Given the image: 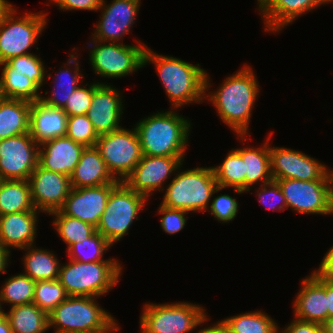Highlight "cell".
<instances>
[{
  "instance_id": "cell-1",
  "label": "cell",
  "mask_w": 333,
  "mask_h": 333,
  "mask_svg": "<svg viewBox=\"0 0 333 333\" xmlns=\"http://www.w3.org/2000/svg\"><path fill=\"white\" fill-rule=\"evenodd\" d=\"M234 73L227 76L216 91H210L213 84L206 73L205 101L212 103L221 121L235 132L237 139L246 143L260 86L250 65L244 64Z\"/></svg>"
},
{
  "instance_id": "cell-2",
  "label": "cell",
  "mask_w": 333,
  "mask_h": 333,
  "mask_svg": "<svg viewBox=\"0 0 333 333\" xmlns=\"http://www.w3.org/2000/svg\"><path fill=\"white\" fill-rule=\"evenodd\" d=\"M148 63L156 67L171 109L181 110L189 104L205 103L207 70L200 67V64L186 62L171 55L158 54L147 46L144 67L149 65Z\"/></svg>"
},
{
  "instance_id": "cell-3",
  "label": "cell",
  "mask_w": 333,
  "mask_h": 333,
  "mask_svg": "<svg viewBox=\"0 0 333 333\" xmlns=\"http://www.w3.org/2000/svg\"><path fill=\"white\" fill-rule=\"evenodd\" d=\"M191 125V120L180 115L177 109H168L141 118L134 128L143 155L185 156Z\"/></svg>"
},
{
  "instance_id": "cell-4",
  "label": "cell",
  "mask_w": 333,
  "mask_h": 333,
  "mask_svg": "<svg viewBox=\"0 0 333 333\" xmlns=\"http://www.w3.org/2000/svg\"><path fill=\"white\" fill-rule=\"evenodd\" d=\"M99 298L69 296L48 314V329L54 333H115L121 328ZM116 319V320H115Z\"/></svg>"
},
{
  "instance_id": "cell-5",
  "label": "cell",
  "mask_w": 333,
  "mask_h": 333,
  "mask_svg": "<svg viewBox=\"0 0 333 333\" xmlns=\"http://www.w3.org/2000/svg\"><path fill=\"white\" fill-rule=\"evenodd\" d=\"M120 261L61 263L58 281L68 296L102 298L119 283L123 267Z\"/></svg>"
},
{
  "instance_id": "cell-6",
  "label": "cell",
  "mask_w": 333,
  "mask_h": 333,
  "mask_svg": "<svg viewBox=\"0 0 333 333\" xmlns=\"http://www.w3.org/2000/svg\"><path fill=\"white\" fill-rule=\"evenodd\" d=\"M177 170L164 188L161 205L189 213L206 212L218 187L212 166ZM181 170V171H180Z\"/></svg>"
},
{
  "instance_id": "cell-7",
  "label": "cell",
  "mask_w": 333,
  "mask_h": 333,
  "mask_svg": "<svg viewBox=\"0 0 333 333\" xmlns=\"http://www.w3.org/2000/svg\"><path fill=\"white\" fill-rule=\"evenodd\" d=\"M139 333H190L208 317L205 307L191 302L143 305Z\"/></svg>"
},
{
  "instance_id": "cell-8",
  "label": "cell",
  "mask_w": 333,
  "mask_h": 333,
  "mask_svg": "<svg viewBox=\"0 0 333 333\" xmlns=\"http://www.w3.org/2000/svg\"><path fill=\"white\" fill-rule=\"evenodd\" d=\"M92 41V42H90ZM89 63L97 77L117 79L135 74L144 68V54L147 45L135 40V45L102 42L90 39ZM139 43V44H138Z\"/></svg>"
},
{
  "instance_id": "cell-9",
  "label": "cell",
  "mask_w": 333,
  "mask_h": 333,
  "mask_svg": "<svg viewBox=\"0 0 333 333\" xmlns=\"http://www.w3.org/2000/svg\"><path fill=\"white\" fill-rule=\"evenodd\" d=\"M147 198L120 182L110 193L96 231L112 246L129 234L133 222L146 207Z\"/></svg>"
},
{
  "instance_id": "cell-10",
  "label": "cell",
  "mask_w": 333,
  "mask_h": 333,
  "mask_svg": "<svg viewBox=\"0 0 333 333\" xmlns=\"http://www.w3.org/2000/svg\"><path fill=\"white\" fill-rule=\"evenodd\" d=\"M17 8L13 7L5 14L0 23V64L10 58L29 53L39 40L48 25V13L43 10L27 12L18 16Z\"/></svg>"
},
{
  "instance_id": "cell-11",
  "label": "cell",
  "mask_w": 333,
  "mask_h": 333,
  "mask_svg": "<svg viewBox=\"0 0 333 333\" xmlns=\"http://www.w3.org/2000/svg\"><path fill=\"white\" fill-rule=\"evenodd\" d=\"M112 176L120 181L132 173L142 159L143 153L134 127H121L110 133L99 135L95 144Z\"/></svg>"
},
{
  "instance_id": "cell-12",
  "label": "cell",
  "mask_w": 333,
  "mask_h": 333,
  "mask_svg": "<svg viewBox=\"0 0 333 333\" xmlns=\"http://www.w3.org/2000/svg\"><path fill=\"white\" fill-rule=\"evenodd\" d=\"M276 181L286 199L287 209L297 214H333V195L327 172L320 180L302 181L281 179Z\"/></svg>"
},
{
  "instance_id": "cell-13",
  "label": "cell",
  "mask_w": 333,
  "mask_h": 333,
  "mask_svg": "<svg viewBox=\"0 0 333 333\" xmlns=\"http://www.w3.org/2000/svg\"><path fill=\"white\" fill-rule=\"evenodd\" d=\"M39 144L30 132L0 140V179L28 180L38 166Z\"/></svg>"
},
{
  "instance_id": "cell-14",
  "label": "cell",
  "mask_w": 333,
  "mask_h": 333,
  "mask_svg": "<svg viewBox=\"0 0 333 333\" xmlns=\"http://www.w3.org/2000/svg\"><path fill=\"white\" fill-rule=\"evenodd\" d=\"M185 156H146L136 165L124 183L147 199L157 191L163 192L164 184L185 162Z\"/></svg>"
},
{
  "instance_id": "cell-15",
  "label": "cell",
  "mask_w": 333,
  "mask_h": 333,
  "mask_svg": "<svg viewBox=\"0 0 333 333\" xmlns=\"http://www.w3.org/2000/svg\"><path fill=\"white\" fill-rule=\"evenodd\" d=\"M141 0H102L101 15L94 26L91 39L123 44L124 37L131 33L139 13Z\"/></svg>"
},
{
  "instance_id": "cell-16",
  "label": "cell",
  "mask_w": 333,
  "mask_h": 333,
  "mask_svg": "<svg viewBox=\"0 0 333 333\" xmlns=\"http://www.w3.org/2000/svg\"><path fill=\"white\" fill-rule=\"evenodd\" d=\"M269 152L273 180H320L328 172V165L302 151L283 146L274 147L269 143Z\"/></svg>"
},
{
  "instance_id": "cell-17",
  "label": "cell",
  "mask_w": 333,
  "mask_h": 333,
  "mask_svg": "<svg viewBox=\"0 0 333 333\" xmlns=\"http://www.w3.org/2000/svg\"><path fill=\"white\" fill-rule=\"evenodd\" d=\"M28 182L34 208L46 216L63 207L72 189L70 177L46 170L39 164L29 176Z\"/></svg>"
},
{
  "instance_id": "cell-18",
  "label": "cell",
  "mask_w": 333,
  "mask_h": 333,
  "mask_svg": "<svg viewBox=\"0 0 333 333\" xmlns=\"http://www.w3.org/2000/svg\"><path fill=\"white\" fill-rule=\"evenodd\" d=\"M106 83L94 81L93 98L86 114L98 135L120 129L125 108L122 93Z\"/></svg>"
},
{
  "instance_id": "cell-19",
  "label": "cell",
  "mask_w": 333,
  "mask_h": 333,
  "mask_svg": "<svg viewBox=\"0 0 333 333\" xmlns=\"http://www.w3.org/2000/svg\"><path fill=\"white\" fill-rule=\"evenodd\" d=\"M118 184L72 188L60 211L64 215L80 219L97 228L109 195Z\"/></svg>"
},
{
  "instance_id": "cell-20",
  "label": "cell",
  "mask_w": 333,
  "mask_h": 333,
  "mask_svg": "<svg viewBox=\"0 0 333 333\" xmlns=\"http://www.w3.org/2000/svg\"><path fill=\"white\" fill-rule=\"evenodd\" d=\"M292 303L294 318L322 324L328 318L326 278L315 271L305 276Z\"/></svg>"
},
{
  "instance_id": "cell-21",
  "label": "cell",
  "mask_w": 333,
  "mask_h": 333,
  "mask_svg": "<svg viewBox=\"0 0 333 333\" xmlns=\"http://www.w3.org/2000/svg\"><path fill=\"white\" fill-rule=\"evenodd\" d=\"M329 4V0H268L260 9L264 32L280 33L307 12Z\"/></svg>"
},
{
  "instance_id": "cell-22",
  "label": "cell",
  "mask_w": 333,
  "mask_h": 333,
  "mask_svg": "<svg viewBox=\"0 0 333 333\" xmlns=\"http://www.w3.org/2000/svg\"><path fill=\"white\" fill-rule=\"evenodd\" d=\"M85 147L67 136H59L39 145L38 164L49 171L70 177Z\"/></svg>"
},
{
  "instance_id": "cell-23",
  "label": "cell",
  "mask_w": 333,
  "mask_h": 333,
  "mask_svg": "<svg viewBox=\"0 0 333 333\" xmlns=\"http://www.w3.org/2000/svg\"><path fill=\"white\" fill-rule=\"evenodd\" d=\"M39 213L34 209L0 216V242L10 250L35 245Z\"/></svg>"
},
{
  "instance_id": "cell-24",
  "label": "cell",
  "mask_w": 333,
  "mask_h": 333,
  "mask_svg": "<svg viewBox=\"0 0 333 333\" xmlns=\"http://www.w3.org/2000/svg\"><path fill=\"white\" fill-rule=\"evenodd\" d=\"M69 55L68 61L59 67L58 71L53 76L52 90L43 91L44 94L50 96H41L40 101L47 106L54 108H63L69 99L71 93L82 84L85 74H82L80 60H78L77 48L74 47ZM76 51V52H75ZM76 55V56H75Z\"/></svg>"
},
{
  "instance_id": "cell-25",
  "label": "cell",
  "mask_w": 333,
  "mask_h": 333,
  "mask_svg": "<svg viewBox=\"0 0 333 333\" xmlns=\"http://www.w3.org/2000/svg\"><path fill=\"white\" fill-rule=\"evenodd\" d=\"M67 114L62 108L45 105L40 100L31 103L30 135L40 145L50 139L66 136Z\"/></svg>"
},
{
  "instance_id": "cell-26",
  "label": "cell",
  "mask_w": 333,
  "mask_h": 333,
  "mask_svg": "<svg viewBox=\"0 0 333 333\" xmlns=\"http://www.w3.org/2000/svg\"><path fill=\"white\" fill-rule=\"evenodd\" d=\"M72 188L96 187L109 183H120L109 172L95 146L85 147L80 160L70 175Z\"/></svg>"
},
{
  "instance_id": "cell-27",
  "label": "cell",
  "mask_w": 333,
  "mask_h": 333,
  "mask_svg": "<svg viewBox=\"0 0 333 333\" xmlns=\"http://www.w3.org/2000/svg\"><path fill=\"white\" fill-rule=\"evenodd\" d=\"M267 140L259 146H247L234 149L243 159L246 173V192L258 184H267L273 181L271 175L269 142L274 132L270 131Z\"/></svg>"
},
{
  "instance_id": "cell-28",
  "label": "cell",
  "mask_w": 333,
  "mask_h": 333,
  "mask_svg": "<svg viewBox=\"0 0 333 333\" xmlns=\"http://www.w3.org/2000/svg\"><path fill=\"white\" fill-rule=\"evenodd\" d=\"M31 103L0 98V140L30 132Z\"/></svg>"
},
{
  "instance_id": "cell-29",
  "label": "cell",
  "mask_w": 333,
  "mask_h": 333,
  "mask_svg": "<svg viewBox=\"0 0 333 333\" xmlns=\"http://www.w3.org/2000/svg\"><path fill=\"white\" fill-rule=\"evenodd\" d=\"M20 250L26 252L22 258L24 275L34 281L58 279L61 262L54 251L36 247V244Z\"/></svg>"
},
{
  "instance_id": "cell-30",
  "label": "cell",
  "mask_w": 333,
  "mask_h": 333,
  "mask_svg": "<svg viewBox=\"0 0 333 333\" xmlns=\"http://www.w3.org/2000/svg\"><path fill=\"white\" fill-rule=\"evenodd\" d=\"M8 319L12 333H45L48 314L34 303L10 307L2 312Z\"/></svg>"
},
{
  "instance_id": "cell-31",
  "label": "cell",
  "mask_w": 333,
  "mask_h": 333,
  "mask_svg": "<svg viewBox=\"0 0 333 333\" xmlns=\"http://www.w3.org/2000/svg\"><path fill=\"white\" fill-rule=\"evenodd\" d=\"M0 96L8 99H21L29 102H37L42 94L40 89L27 76L14 73L5 63L0 64ZM40 92V93H39Z\"/></svg>"
},
{
  "instance_id": "cell-32",
  "label": "cell",
  "mask_w": 333,
  "mask_h": 333,
  "mask_svg": "<svg viewBox=\"0 0 333 333\" xmlns=\"http://www.w3.org/2000/svg\"><path fill=\"white\" fill-rule=\"evenodd\" d=\"M34 209L28 180H1L0 216Z\"/></svg>"
},
{
  "instance_id": "cell-33",
  "label": "cell",
  "mask_w": 333,
  "mask_h": 333,
  "mask_svg": "<svg viewBox=\"0 0 333 333\" xmlns=\"http://www.w3.org/2000/svg\"><path fill=\"white\" fill-rule=\"evenodd\" d=\"M228 333H278L280 326L268 313L249 311L221 319Z\"/></svg>"
},
{
  "instance_id": "cell-34",
  "label": "cell",
  "mask_w": 333,
  "mask_h": 333,
  "mask_svg": "<svg viewBox=\"0 0 333 333\" xmlns=\"http://www.w3.org/2000/svg\"><path fill=\"white\" fill-rule=\"evenodd\" d=\"M218 186L231 188L236 194L246 192V173L242 157L232 148L221 164L212 166Z\"/></svg>"
},
{
  "instance_id": "cell-35",
  "label": "cell",
  "mask_w": 333,
  "mask_h": 333,
  "mask_svg": "<svg viewBox=\"0 0 333 333\" xmlns=\"http://www.w3.org/2000/svg\"><path fill=\"white\" fill-rule=\"evenodd\" d=\"M36 281L23 273H18L5 279L0 290V312L3 304L9 307L33 303Z\"/></svg>"
},
{
  "instance_id": "cell-36",
  "label": "cell",
  "mask_w": 333,
  "mask_h": 333,
  "mask_svg": "<svg viewBox=\"0 0 333 333\" xmlns=\"http://www.w3.org/2000/svg\"><path fill=\"white\" fill-rule=\"evenodd\" d=\"M53 218V228L58 234V237L66 243L69 248L72 244L82 242L85 239L94 235L96 227L89 223L83 222L80 219L64 215L60 210L54 211L50 214Z\"/></svg>"
},
{
  "instance_id": "cell-37",
  "label": "cell",
  "mask_w": 333,
  "mask_h": 333,
  "mask_svg": "<svg viewBox=\"0 0 333 333\" xmlns=\"http://www.w3.org/2000/svg\"><path fill=\"white\" fill-rule=\"evenodd\" d=\"M112 245L98 232L82 242L72 244L67 257L78 262L119 261L117 258L104 259L103 256Z\"/></svg>"
},
{
  "instance_id": "cell-38",
  "label": "cell",
  "mask_w": 333,
  "mask_h": 333,
  "mask_svg": "<svg viewBox=\"0 0 333 333\" xmlns=\"http://www.w3.org/2000/svg\"><path fill=\"white\" fill-rule=\"evenodd\" d=\"M5 64L11 68L14 73H20L32 80L40 89L45 85L46 77L51 79L52 74L46 70L45 62L35 53H29L10 58ZM47 75V76H46Z\"/></svg>"
},
{
  "instance_id": "cell-39",
  "label": "cell",
  "mask_w": 333,
  "mask_h": 333,
  "mask_svg": "<svg viewBox=\"0 0 333 333\" xmlns=\"http://www.w3.org/2000/svg\"><path fill=\"white\" fill-rule=\"evenodd\" d=\"M68 297L58 279L36 281L35 283L33 303L47 314Z\"/></svg>"
},
{
  "instance_id": "cell-40",
  "label": "cell",
  "mask_w": 333,
  "mask_h": 333,
  "mask_svg": "<svg viewBox=\"0 0 333 333\" xmlns=\"http://www.w3.org/2000/svg\"><path fill=\"white\" fill-rule=\"evenodd\" d=\"M66 136L84 147L95 146L99 138L86 114L68 117Z\"/></svg>"
},
{
  "instance_id": "cell-41",
  "label": "cell",
  "mask_w": 333,
  "mask_h": 333,
  "mask_svg": "<svg viewBox=\"0 0 333 333\" xmlns=\"http://www.w3.org/2000/svg\"><path fill=\"white\" fill-rule=\"evenodd\" d=\"M225 190V188L218 186L212 195L210 201V206L208 207V212L220 223H229L234 221L235 217L239 211V203L235 197L228 194H221L220 191ZM220 193L215 196V193Z\"/></svg>"
},
{
  "instance_id": "cell-42",
  "label": "cell",
  "mask_w": 333,
  "mask_h": 333,
  "mask_svg": "<svg viewBox=\"0 0 333 333\" xmlns=\"http://www.w3.org/2000/svg\"><path fill=\"white\" fill-rule=\"evenodd\" d=\"M94 93V82L84 83L71 93L62 110L68 117L87 114Z\"/></svg>"
},
{
  "instance_id": "cell-43",
  "label": "cell",
  "mask_w": 333,
  "mask_h": 333,
  "mask_svg": "<svg viewBox=\"0 0 333 333\" xmlns=\"http://www.w3.org/2000/svg\"><path fill=\"white\" fill-rule=\"evenodd\" d=\"M258 189L255 188V193L257 192L256 196L266 209L270 211H283L287 209L286 199L276 181L273 180L267 184L260 185Z\"/></svg>"
},
{
  "instance_id": "cell-44",
  "label": "cell",
  "mask_w": 333,
  "mask_h": 333,
  "mask_svg": "<svg viewBox=\"0 0 333 333\" xmlns=\"http://www.w3.org/2000/svg\"><path fill=\"white\" fill-rule=\"evenodd\" d=\"M157 214L161 215L160 226L163 232L168 235H174L179 233L186 226V215L189 212L180 209H171L159 204Z\"/></svg>"
},
{
  "instance_id": "cell-45",
  "label": "cell",
  "mask_w": 333,
  "mask_h": 333,
  "mask_svg": "<svg viewBox=\"0 0 333 333\" xmlns=\"http://www.w3.org/2000/svg\"><path fill=\"white\" fill-rule=\"evenodd\" d=\"M52 5L63 12L76 10L98 11L102 0H49Z\"/></svg>"
},
{
  "instance_id": "cell-46",
  "label": "cell",
  "mask_w": 333,
  "mask_h": 333,
  "mask_svg": "<svg viewBox=\"0 0 333 333\" xmlns=\"http://www.w3.org/2000/svg\"><path fill=\"white\" fill-rule=\"evenodd\" d=\"M280 333H323L322 325L314 322L301 321L293 317V320L279 329Z\"/></svg>"
},
{
  "instance_id": "cell-47",
  "label": "cell",
  "mask_w": 333,
  "mask_h": 333,
  "mask_svg": "<svg viewBox=\"0 0 333 333\" xmlns=\"http://www.w3.org/2000/svg\"><path fill=\"white\" fill-rule=\"evenodd\" d=\"M314 271L324 278L333 280V246L328 249L320 262L319 268Z\"/></svg>"
},
{
  "instance_id": "cell-48",
  "label": "cell",
  "mask_w": 333,
  "mask_h": 333,
  "mask_svg": "<svg viewBox=\"0 0 333 333\" xmlns=\"http://www.w3.org/2000/svg\"><path fill=\"white\" fill-rule=\"evenodd\" d=\"M210 317L208 316L201 324H200V330H197V333H228L226 327L221 323V321L218 320L215 324H211L210 326L201 327L208 322Z\"/></svg>"
},
{
  "instance_id": "cell-49",
  "label": "cell",
  "mask_w": 333,
  "mask_h": 333,
  "mask_svg": "<svg viewBox=\"0 0 333 333\" xmlns=\"http://www.w3.org/2000/svg\"><path fill=\"white\" fill-rule=\"evenodd\" d=\"M11 250L6 248L1 242H0V274L7 273L8 264L10 263V255Z\"/></svg>"
},
{
  "instance_id": "cell-50",
  "label": "cell",
  "mask_w": 333,
  "mask_h": 333,
  "mask_svg": "<svg viewBox=\"0 0 333 333\" xmlns=\"http://www.w3.org/2000/svg\"><path fill=\"white\" fill-rule=\"evenodd\" d=\"M326 295H327V309L328 318L333 317V280L326 278Z\"/></svg>"
},
{
  "instance_id": "cell-51",
  "label": "cell",
  "mask_w": 333,
  "mask_h": 333,
  "mask_svg": "<svg viewBox=\"0 0 333 333\" xmlns=\"http://www.w3.org/2000/svg\"><path fill=\"white\" fill-rule=\"evenodd\" d=\"M0 333H12L8 319L0 312Z\"/></svg>"
},
{
  "instance_id": "cell-52",
  "label": "cell",
  "mask_w": 333,
  "mask_h": 333,
  "mask_svg": "<svg viewBox=\"0 0 333 333\" xmlns=\"http://www.w3.org/2000/svg\"><path fill=\"white\" fill-rule=\"evenodd\" d=\"M13 7V4L7 0H0V23L5 14Z\"/></svg>"
},
{
  "instance_id": "cell-53",
  "label": "cell",
  "mask_w": 333,
  "mask_h": 333,
  "mask_svg": "<svg viewBox=\"0 0 333 333\" xmlns=\"http://www.w3.org/2000/svg\"><path fill=\"white\" fill-rule=\"evenodd\" d=\"M321 325L323 333H333V317L327 318Z\"/></svg>"
},
{
  "instance_id": "cell-54",
  "label": "cell",
  "mask_w": 333,
  "mask_h": 333,
  "mask_svg": "<svg viewBox=\"0 0 333 333\" xmlns=\"http://www.w3.org/2000/svg\"><path fill=\"white\" fill-rule=\"evenodd\" d=\"M328 173H329V179H330L331 190H332V195H333V169L331 171L330 168H328Z\"/></svg>"
},
{
  "instance_id": "cell-55",
  "label": "cell",
  "mask_w": 333,
  "mask_h": 333,
  "mask_svg": "<svg viewBox=\"0 0 333 333\" xmlns=\"http://www.w3.org/2000/svg\"><path fill=\"white\" fill-rule=\"evenodd\" d=\"M268 0H257V10H259Z\"/></svg>"
}]
</instances>
